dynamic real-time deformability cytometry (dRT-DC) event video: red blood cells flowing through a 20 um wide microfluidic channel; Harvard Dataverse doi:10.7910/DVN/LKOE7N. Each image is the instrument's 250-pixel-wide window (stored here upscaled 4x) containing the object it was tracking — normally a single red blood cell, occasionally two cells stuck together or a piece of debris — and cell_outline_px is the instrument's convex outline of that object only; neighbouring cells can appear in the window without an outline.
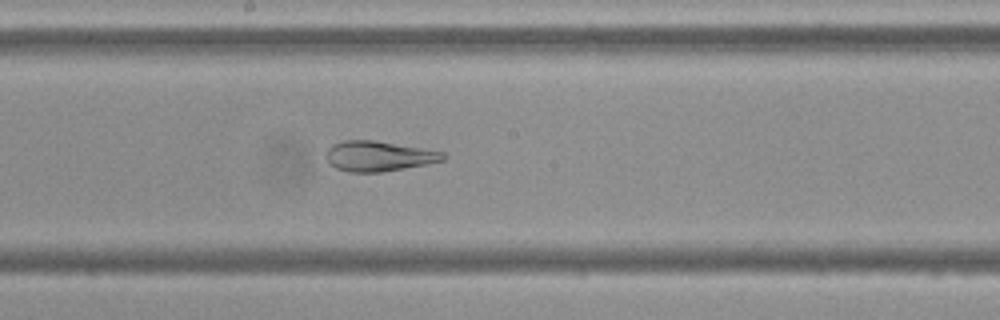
{"species": "Egyptian fruit bat (a non-hibernating species)", "species_latin": "Rousettus aegyptiacus", "temperature_condition": "cold", "stored_images_in_passage": 48, "camera_frame_rate_fps": 3000, "um_per_image_px": 0.085, "frame": {"image": 1, "passage_image": 23, "time_ms": 7.333, "image_size_px": [1000, 320], "cell_outline_px": [[448, 156], [444, 160], [404, 168], [380, 172], [348, 172], [336, 168], [328, 164], [328, 148], [332, 144], [344, 140], [372, 140], [444, 152]], "centroid_in_image_um": [32.17, 13.27], "position_along_channel_um": 216.0, "area_um2": 20.29}}
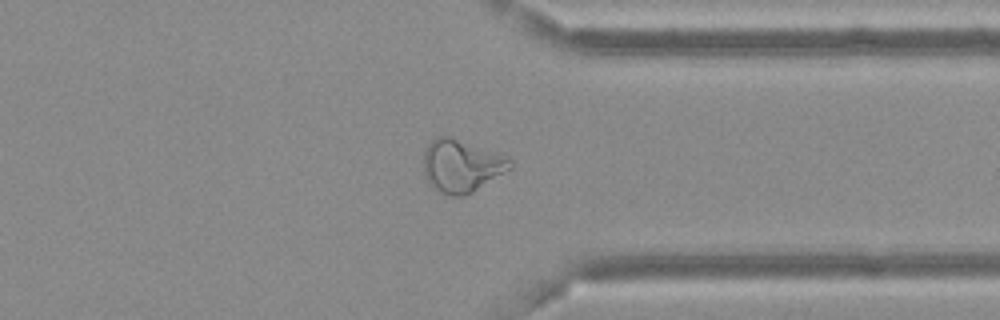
{"frame": {"image": 2, "passage_image": 36, "time_ms": 11.667, "image_size_px": [1000, 320], "cell_outline_px": [[512, 168], [472, 192], [464, 196], [448, 196], [432, 188], [424, 172], [424, 152], [428, 144], [436, 136], [448, 136], [508, 156], [512, 160]], "centroid_in_image_um": [39.23, 14.1], "position_along_channel_um": 372.2, "area_um2": 26.47}}
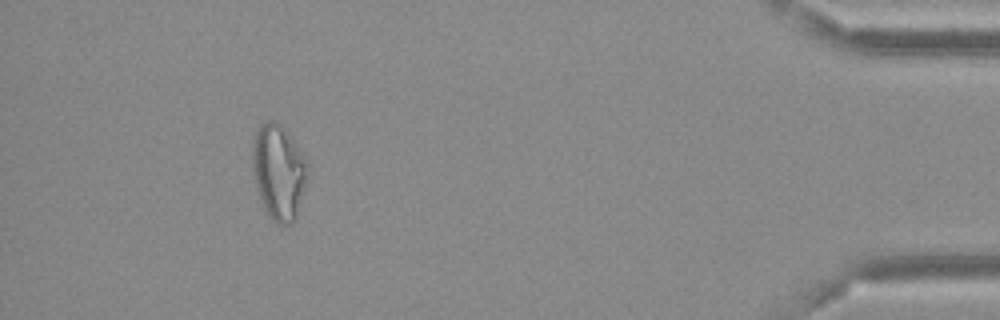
{"frame": {"image": 3, "passage_image": 44, "time_ms": 14.333, "image_size_px": [1000, 320], "cell_outline_px": [[308, 164], [304, 184], [296, 216], [292, 224], [276, 224], [272, 220], [264, 208], [260, 200], [252, 168], [252, 144], [256, 128], [268, 120], [272, 120], [280, 124], [284, 128], [308, 160]], "centroid_in_image_um": [23.65, 14.59], "position_along_channel_um": 411.5, "area_um2": 30.35}, "authors_computed_cell_mechanics": {"area_um2": 26.877, "velocity_mm_per_s": 3.6585, "shape_relaxation_time_tau1_ms": null, "shape_relaxation_time_tau2_ms": 1.5651, "deformation_change_tau1": null, "deformation_change_tau2": 0.0555}}